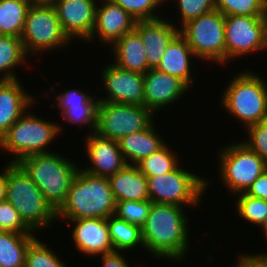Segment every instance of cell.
Here are the masks:
<instances>
[{
	"label": "cell",
	"mask_w": 267,
	"mask_h": 267,
	"mask_svg": "<svg viewBox=\"0 0 267 267\" xmlns=\"http://www.w3.org/2000/svg\"><path fill=\"white\" fill-rule=\"evenodd\" d=\"M186 210L189 211L177 205L152 203L141 228L144 251L152 256V260L163 259L174 265L188 260L194 243L191 244L190 241L192 218L187 216L190 213Z\"/></svg>",
	"instance_id": "cell-1"
},
{
	"label": "cell",
	"mask_w": 267,
	"mask_h": 267,
	"mask_svg": "<svg viewBox=\"0 0 267 267\" xmlns=\"http://www.w3.org/2000/svg\"><path fill=\"white\" fill-rule=\"evenodd\" d=\"M250 69V70H249ZM233 73L227 86L219 96L220 106L228 118L236 119L238 124L247 127L263 122L267 118V75H259L249 68ZM235 74V75H234Z\"/></svg>",
	"instance_id": "cell-2"
},
{
	"label": "cell",
	"mask_w": 267,
	"mask_h": 267,
	"mask_svg": "<svg viewBox=\"0 0 267 267\" xmlns=\"http://www.w3.org/2000/svg\"><path fill=\"white\" fill-rule=\"evenodd\" d=\"M69 157L60 149L59 153L56 150L31 154L17 162L56 212L65 203L70 185L80 169L76 158Z\"/></svg>",
	"instance_id": "cell-3"
},
{
	"label": "cell",
	"mask_w": 267,
	"mask_h": 267,
	"mask_svg": "<svg viewBox=\"0 0 267 267\" xmlns=\"http://www.w3.org/2000/svg\"><path fill=\"white\" fill-rule=\"evenodd\" d=\"M38 101L39 100H37L0 139V152L2 153L3 151V154L6 155L10 153V155H8L9 163H17L23 157L31 154L58 150L56 148L54 149L53 146L51 150V145L57 141V138L61 139L59 136L63 135L66 128L58 121L55 122L53 119L50 121L48 118L44 119L42 114V117L37 114L35 115V113H39V115L41 113L36 111L32 112L35 105H39L40 102Z\"/></svg>",
	"instance_id": "cell-4"
},
{
	"label": "cell",
	"mask_w": 267,
	"mask_h": 267,
	"mask_svg": "<svg viewBox=\"0 0 267 267\" xmlns=\"http://www.w3.org/2000/svg\"><path fill=\"white\" fill-rule=\"evenodd\" d=\"M116 201L107 177L90 175L79 169L67 199L57 211V220L101 218L114 215Z\"/></svg>",
	"instance_id": "cell-5"
},
{
	"label": "cell",
	"mask_w": 267,
	"mask_h": 267,
	"mask_svg": "<svg viewBox=\"0 0 267 267\" xmlns=\"http://www.w3.org/2000/svg\"><path fill=\"white\" fill-rule=\"evenodd\" d=\"M5 200L15 207L24 223L38 235L48 229L51 233L53 224H58L57 212L17 163L7 162Z\"/></svg>",
	"instance_id": "cell-6"
},
{
	"label": "cell",
	"mask_w": 267,
	"mask_h": 267,
	"mask_svg": "<svg viewBox=\"0 0 267 267\" xmlns=\"http://www.w3.org/2000/svg\"><path fill=\"white\" fill-rule=\"evenodd\" d=\"M183 162L166 174L147 176L148 196L152 203L191 207L196 211L203 206L202 200L207 191L211 192L208 188L213 185V180L198 174L195 169H185L190 167L184 166Z\"/></svg>",
	"instance_id": "cell-7"
},
{
	"label": "cell",
	"mask_w": 267,
	"mask_h": 267,
	"mask_svg": "<svg viewBox=\"0 0 267 267\" xmlns=\"http://www.w3.org/2000/svg\"><path fill=\"white\" fill-rule=\"evenodd\" d=\"M216 173L219 182L226 187L229 197L244 193L267 170V163L242 141H233L217 148ZM220 149V150H219ZM218 171V172H217Z\"/></svg>",
	"instance_id": "cell-8"
},
{
	"label": "cell",
	"mask_w": 267,
	"mask_h": 267,
	"mask_svg": "<svg viewBox=\"0 0 267 267\" xmlns=\"http://www.w3.org/2000/svg\"><path fill=\"white\" fill-rule=\"evenodd\" d=\"M28 57L59 54L66 51L72 41L63 32L57 11L53 4H31L25 19L23 32L20 36ZM58 50V51H57ZM45 53V54H44Z\"/></svg>",
	"instance_id": "cell-9"
},
{
	"label": "cell",
	"mask_w": 267,
	"mask_h": 267,
	"mask_svg": "<svg viewBox=\"0 0 267 267\" xmlns=\"http://www.w3.org/2000/svg\"><path fill=\"white\" fill-rule=\"evenodd\" d=\"M194 55L202 63L225 67V16L216 9L180 28ZM209 61V62H208ZM212 62V63H210ZM224 66V67H223Z\"/></svg>",
	"instance_id": "cell-10"
},
{
	"label": "cell",
	"mask_w": 267,
	"mask_h": 267,
	"mask_svg": "<svg viewBox=\"0 0 267 267\" xmlns=\"http://www.w3.org/2000/svg\"><path fill=\"white\" fill-rule=\"evenodd\" d=\"M155 114L145 106L99 101L95 133L119 141L122 137L146 129Z\"/></svg>",
	"instance_id": "cell-11"
},
{
	"label": "cell",
	"mask_w": 267,
	"mask_h": 267,
	"mask_svg": "<svg viewBox=\"0 0 267 267\" xmlns=\"http://www.w3.org/2000/svg\"><path fill=\"white\" fill-rule=\"evenodd\" d=\"M259 53L267 55L262 16H225V68L237 58H257Z\"/></svg>",
	"instance_id": "cell-12"
},
{
	"label": "cell",
	"mask_w": 267,
	"mask_h": 267,
	"mask_svg": "<svg viewBox=\"0 0 267 267\" xmlns=\"http://www.w3.org/2000/svg\"><path fill=\"white\" fill-rule=\"evenodd\" d=\"M50 88L47 90L45 89V95L41 96V98L45 97L48 101H53L50 107L57 108L59 114V119L63 121V123H67L71 126L77 125V130L81 129V131H87L85 135L95 133V128L97 124V110L99 104V98L97 92L92 94L93 92H89V90H85V88L77 87L73 88V86L69 89L64 88L61 92L58 88V93L55 92V87L53 85L48 87ZM85 91H84V90ZM50 95L53 94L51 97L52 99L47 96V92ZM97 94V95H96ZM48 98V99H47ZM53 106V107H52ZM55 106V107H54ZM63 119V120H62ZM88 128H87V127ZM87 128V130L84 128Z\"/></svg>",
	"instance_id": "cell-13"
},
{
	"label": "cell",
	"mask_w": 267,
	"mask_h": 267,
	"mask_svg": "<svg viewBox=\"0 0 267 267\" xmlns=\"http://www.w3.org/2000/svg\"><path fill=\"white\" fill-rule=\"evenodd\" d=\"M102 66L104 67L100 68L101 82L99 83L102 84L103 89H101V84L99 88H95L99 101L144 106V75L142 73L123 70L111 61Z\"/></svg>",
	"instance_id": "cell-14"
},
{
	"label": "cell",
	"mask_w": 267,
	"mask_h": 267,
	"mask_svg": "<svg viewBox=\"0 0 267 267\" xmlns=\"http://www.w3.org/2000/svg\"><path fill=\"white\" fill-rule=\"evenodd\" d=\"M83 138L81 150L85 152L83 157L86 156L84 160L89 165L80 162V169L86 173L109 178L127 165L118 141L100 137L96 133L84 135Z\"/></svg>",
	"instance_id": "cell-15"
},
{
	"label": "cell",
	"mask_w": 267,
	"mask_h": 267,
	"mask_svg": "<svg viewBox=\"0 0 267 267\" xmlns=\"http://www.w3.org/2000/svg\"><path fill=\"white\" fill-rule=\"evenodd\" d=\"M65 223L71 237L70 243L76 253L82 254L86 257L93 259L104 253L114 251L107 219L101 218H84V219H70V220H57V222ZM95 256V257H94Z\"/></svg>",
	"instance_id": "cell-16"
},
{
	"label": "cell",
	"mask_w": 267,
	"mask_h": 267,
	"mask_svg": "<svg viewBox=\"0 0 267 267\" xmlns=\"http://www.w3.org/2000/svg\"><path fill=\"white\" fill-rule=\"evenodd\" d=\"M137 20L112 0H99L96 8L95 24L86 45L100 43L111 47L124 34L135 30ZM96 39V40H95ZM98 40V42H97Z\"/></svg>",
	"instance_id": "cell-17"
},
{
	"label": "cell",
	"mask_w": 267,
	"mask_h": 267,
	"mask_svg": "<svg viewBox=\"0 0 267 267\" xmlns=\"http://www.w3.org/2000/svg\"><path fill=\"white\" fill-rule=\"evenodd\" d=\"M99 0H56L53 5L66 36L81 45L90 38Z\"/></svg>",
	"instance_id": "cell-18"
},
{
	"label": "cell",
	"mask_w": 267,
	"mask_h": 267,
	"mask_svg": "<svg viewBox=\"0 0 267 267\" xmlns=\"http://www.w3.org/2000/svg\"><path fill=\"white\" fill-rule=\"evenodd\" d=\"M144 75V106L155 115L161 110L182 103L191 88L177 76L149 69ZM161 109V110H160Z\"/></svg>",
	"instance_id": "cell-19"
},
{
	"label": "cell",
	"mask_w": 267,
	"mask_h": 267,
	"mask_svg": "<svg viewBox=\"0 0 267 267\" xmlns=\"http://www.w3.org/2000/svg\"><path fill=\"white\" fill-rule=\"evenodd\" d=\"M167 18V19H166ZM135 31L140 35L150 69H156L170 42L180 33V29L168 19V16L137 21Z\"/></svg>",
	"instance_id": "cell-20"
},
{
	"label": "cell",
	"mask_w": 267,
	"mask_h": 267,
	"mask_svg": "<svg viewBox=\"0 0 267 267\" xmlns=\"http://www.w3.org/2000/svg\"><path fill=\"white\" fill-rule=\"evenodd\" d=\"M22 83L21 79L0 81V139L38 100Z\"/></svg>",
	"instance_id": "cell-21"
},
{
	"label": "cell",
	"mask_w": 267,
	"mask_h": 267,
	"mask_svg": "<svg viewBox=\"0 0 267 267\" xmlns=\"http://www.w3.org/2000/svg\"><path fill=\"white\" fill-rule=\"evenodd\" d=\"M197 61L200 62L192 52L186 39L179 33L166 48L163 58L156 69L160 72L177 76L193 89L195 80L198 82V79L193 77L196 72L194 64L197 65Z\"/></svg>",
	"instance_id": "cell-22"
},
{
	"label": "cell",
	"mask_w": 267,
	"mask_h": 267,
	"mask_svg": "<svg viewBox=\"0 0 267 267\" xmlns=\"http://www.w3.org/2000/svg\"><path fill=\"white\" fill-rule=\"evenodd\" d=\"M155 125V120L144 130L122 137L118 143L128 165H136L143 158L152 155L166 143L163 131ZM158 129V130H157Z\"/></svg>",
	"instance_id": "cell-23"
},
{
	"label": "cell",
	"mask_w": 267,
	"mask_h": 267,
	"mask_svg": "<svg viewBox=\"0 0 267 267\" xmlns=\"http://www.w3.org/2000/svg\"><path fill=\"white\" fill-rule=\"evenodd\" d=\"M108 51L111 55L113 54L109 60L123 70L144 74L150 69L143 41L135 30L124 34Z\"/></svg>",
	"instance_id": "cell-24"
},
{
	"label": "cell",
	"mask_w": 267,
	"mask_h": 267,
	"mask_svg": "<svg viewBox=\"0 0 267 267\" xmlns=\"http://www.w3.org/2000/svg\"><path fill=\"white\" fill-rule=\"evenodd\" d=\"M108 179L116 202L150 200L147 176L136 165L127 164Z\"/></svg>",
	"instance_id": "cell-25"
},
{
	"label": "cell",
	"mask_w": 267,
	"mask_h": 267,
	"mask_svg": "<svg viewBox=\"0 0 267 267\" xmlns=\"http://www.w3.org/2000/svg\"><path fill=\"white\" fill-rule=\"evenodd\" d=\"M27 56L19 37L0 35V81L21 78L16 69L28 68L32 58Z\"/></svg>",
	"instance_id": "cell-26"
},
{
	"label": "cell",
	"mask_w": 267,
	"mask_h": 267,
	"mask_svg": "<svg viewBox=\"0 0 267 267\" xmlns=\"http://www.w3.org/2000/svg\"><path fill=\"white\" fill-rule=\"evenodd\" d=\"M37 233L0 231V267H25L26 253Z\"/></svg>",
	"instance_id": "cell-27"
},
{
	"label": "cell",
	"mask_w": 267,
	"mask_h": 267,
	"mask_svg": "<svg viewBox=\"0 0 267 267\" xmlns=\"http://www.w3.org/2000/svg\"><path fill=\"white\" fill-rule=\"evenodd\" d=\"M110 239L115 251H126L128 254L141 249L144 252L142 230L136 225H132L116 215L107 218ZM137 249V250H136ZM136 250V251H135Z\"/></svg>",
	"instance_id": "cell-28"
},
{
	"label": "cell",
	"mask_w": 267,
	"mask_h": 267,
	"mask_svg": "<svg viewBox=\"0 0 267 267\" xmlns=\"http://www.w3.org/2000/svg\"><path fill=\"white\" fill-rule=\"evenodd\" d=\"M30 5L28 0H0V35L20 38Z\"/></svg>",
	"instance_id": "cell-29"
},
{
	"label": "cell",
	"mask_w": 267,
	"mask_h": 267,
	"mask_svg": "<svg viewBox=\"0 0 267 267\" xmlns=\"http://www.w3.org/2000/svg\"><path fill=\"white\" fill-rule=\"evenodd\" d=\"M172 146L171 143L167 142L161 149L143 158L136 166L146 176L162 175L174 170L182 163L180 160L182 157Z\"/></svg>",
	"instance_id": "cell-30"
},
{
	"label": "cell",
	"mask_w": 267,
	"mask_h": 267,
	"mask_svg": "<svg viewBox=\"0 0 267 267\" xmlns=\"http://www.w3.org/2000/svg\"><path fill=\"white\" fill-rule=\"evenodd\" d=\"M235 212L240 220H244L251 227L258 228L267 215V200L254 198L244 193L233 196ZM254 225V226H253Z\"/></svg>",
	"instance_id": "cell-31"
},
{
	"label": "cell",
	"mask_w": 267,
	"mask_h": 267,
	"mask_svg": "<svg viewBox=\"0 0 267 267\" xmlns=\"http://www.w3.org/2000/svg\"><path fill=\"white\" fill-rule=\"evenodd\" d=\"M54 251L40 235L37 236L28 247L25 267H69L68 262L57 254L60 250Z\"/></svg>",
	"instance_id": "cell-32"
},
{
	"label": "cell",
	"mask_w": 267,
	"mask_h": 267,
	"mask_svg": "<svg viewBox=\"0 0 267 267\" xmlns=\"http://www.w3.org/2000/svg\"><path fill=\"white\" fill-rule=\"evenodd\" d=\"M168 3H170V6H174L173 8L176 12H174L173 15L178 13L173 16L176 17V19L173 17H169L168 19L179 29L185 23L216 9V0H170V2L166 0V5Z\"/></svg>",
	"instance_id": "cell-33"
},
{
	"label": "cell",
	"mask_w": 267,
	"mask_h": 267,
	"mask_svg": "<svg viewBox=\"0 0 267 267\" xmlns=\"http://www.w3.org/2000/svg\"><path fill=\"white\" fill-rule=\"evenodd\" d=\"M137 21L155 20L164 17L166 0H112ZM162 6V8H160ZM162 9L160 13V10ZM159 10V11H158ZM162 14V16H161Z\"/></svg>",
	"instance_id": "cell-34"
},
{
	"label": "cell",
	"mask_w": 267,
	"mask_h": 267,
	"mask_svg": "<svg viewBox=\"0 0 267 267\" xmlns=\"http://www.w3.org/2000/svg\"><path fill=\"white\" fill-rule=\"evenodd\" d=\"M266 0H216V10L224 16H263Z\"/></svg>",
	"instance_id": "cell-35"
},
{
	"label": "cell",
	"mask_w": 267,
	"mask_h": 267,
	"mask_svg": "<svg viewBox=\"0 0 267 267\" xmlns=\"http://www.w3.org/2000/svg\"><path fill=\"white\" fill-rule=\"evenodd\" d=\"M151 205L152 202L150 200L119 201L116 202L114 215L132 225L142 228L149 215Z\"/></svg>",
	"instance_id": "cell-36"
},
{
	"label": "cell",
	"mask_w": 267,
	"mask_h": 267,
	"mask_svg": "<svg viewBox=\"0 0 267 267\" xmlns=\"http://www.w3.org/2000/svg\"><path fill=\"white\" fill-rule=\"evenodd\" d=\"M242 133H245V138H241V141L267 163V118L247 127Z\"/></svg>",
	"instance_id": "cell-37"
},
{
	"label": "cell",
	"mask_w": 267,
	"mask_h": 267,
	"mask_svg": "<svg viewBox=\"0 0 267 267\" xmlns=\"http://www.w3.org/2000/svg\"><path fill=\"white\" fill-rule=\"evenodd\" d=\"M0 231L35 233L24 223L15 207L6 200L0 202Z\"/></svg>",
	"instance_id": "cell-38"
},
{
	"label": "cell",
	"mask_w": 267,
	"mask_h": 267,
	"mask_svg": "<svg viewBox=\"0 0 267 267\" xmlns=\"http://www.w3.org/2000/svg\"><path fill=\"white\" fill-rule=\"evenodd\" d=\"M128 254L126 251H112L109 253H104L102 255L97 256L96 258H100L99 261L101 262V267H131L129 264L131 260L128 261L126 258ZM137 267H146L145 266H138Z\"/></svg>",
	"instance_id": "cell-39"
},
{
	"label": "cell",
	"mask_w": 267,
	"mask_h": 267,
	"mask_svg": "<svg viewBox=\"0 0 267 267\" xmlns=\"http://www.w3.org/2000/svg\"><path fill=\"white\" fill-rule=\"evenodd\" d=\"M245 193L254 198L267 200V170L252 183Z\"/></svg>",
	"instance_id": "cell-40"
},
{
	"label": "cell",
	"mask_w": 267,
	"mask_h": 267,
	"mask_svg": "<svg viewBox=\"0 0 267 267\" xmlns=\"http://www.w3.org/2000/svg\"><path fill=\"white\" fill-rule=\"evenodd\" d=\"M235 257L237 258L236 263L234 261V263H231L232 266L229 267H258V256L242 251Z\"/></svg>",
	"instance_id": "cell-41"
},
{
	"label": "cell",
	"mask_w": 267,
	"mask_h": 267,
	"mask_svg": "<svg viewBox=\"0 0 267 267\" xmlns=\"http://www.w3.org/2000/svg\"><path fill=\"white\" fill-rule=\"evenodd\" d=\"M7 160L6 165H4L0 170V202L5 201L6 198V188H7Z\"/></svg>",
	"instance_id": "cell-42"
},
{
	"label": "cell",
	"mask_w": 267,
	"mask_h": 267,
	"mask_svg": "<svg viewBox=\"0 0 267 267\" xmlns=\"http://www.w3.org/2000/svg\"><path fill=\"white\" fill-rule=\"evenodd\" d=\"M258 229L264 235V236H262V237H264L263 240H265L267 243V215H266L263 223L258 227ZM264 245H267V244H264Z\"/></svg>",
	"instance_id": "cell-43"
},
{
	"label": "cell",
	"mask_w": 267,
	"mask_h": 267,
	"mask_svg": "<svg viewBox=\"0 0 267 267\" xmlns=\"http://www.w3.org/2000/svg\"><path fill=\"white\" fill-rule=\"evenodd\" d=\"M263 21H264V30H265V41H266V45H267V0L265 3V8H264V12H263Z\"/></svg>",
	"instance_id": "cell-44"
},
{
	"label": "cell",
	"mask_w": 267,
	"mask_h": 267,
	"mask_svg": "<svg viewBox=\"0 0 267 267\" xmlns=\"http://www.w3.org/2000/svg\"><path fill=\"white\" fill-rule=\"evenodd\" d=\"M31 4H53L56 0H28Z\"/></svg>",
	"instance_id": "cell-45"
},
{
	"label": "cell",
	"mask_w": 267,
	"mask_h": 267,
	"mask_svg": "<svg viewBox=\"0 0 267 267\" xmlns=\"http://www.w3.org/2000/svg\"><path fill=\"white\" fill-rule=\"evenodd\" d=\"M266 250H267V248H266ZM264 251L263 250V252L262 251H260V252H249V253H251V255H255V256H261L263 259H265L266 261H267V251Z\"/></svg>",
	"instance_id": "cell-46"
},
{
	"label": "cell",
	"mask_w": 267,
	"mask_h": 267,
	"mask_svg": "<svg viewBox=\"0 0 267 267\" xmlns=\"http://www.w3.org/2000/svg\"><path fill=\"white\" fill-rule=\"evenodd\" d=\"M258 267H267V261L261 256H258Z\"/></svg>",
	"instance_id": "cell-47"
}]
</instances>
